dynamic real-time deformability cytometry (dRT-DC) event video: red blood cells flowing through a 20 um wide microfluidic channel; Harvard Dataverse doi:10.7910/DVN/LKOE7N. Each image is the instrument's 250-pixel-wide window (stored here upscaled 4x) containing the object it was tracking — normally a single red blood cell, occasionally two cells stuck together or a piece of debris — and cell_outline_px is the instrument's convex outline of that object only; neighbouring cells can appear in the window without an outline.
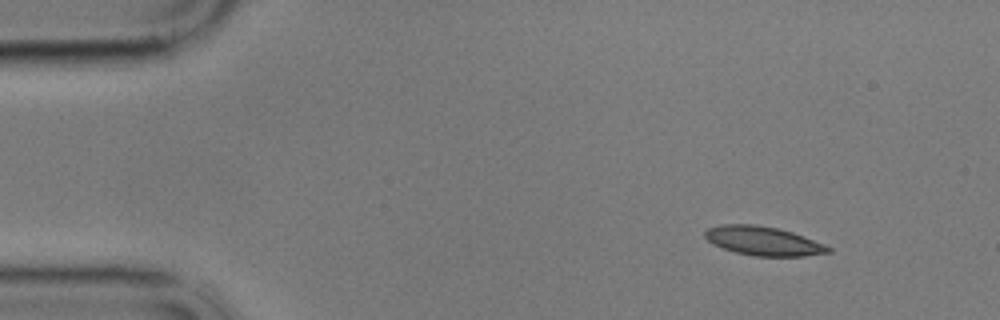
{"species": "common noctule bat (a hibernating species)", "species_latin": "Nyctalus noctula", "temperature_condition": "cold", "stored_images_in_passage": 52, "camera_frame_rate_fps": 3000, "um_per_image_px": 0.085, "animal": {"sex": "male", "body_mass_g": 17.9}, "frame": {"image": 1, "passage_image": 1, "time_ms": 0.0, "image_size_px": [1000, 320], "cell_outline_px": [[832, 252], [804, 256], [756, 256], [736, 252], [712, 244], [704, 236], [704, 232], [708, 228], [724, 224], [756, 224], [776, 228], [792, 232], [824, 244], [832, 248]], "centroid_in_image_um": [64.88, 20.48], "position_along_channel_um": 20.1, "area_um2": 20.69}}
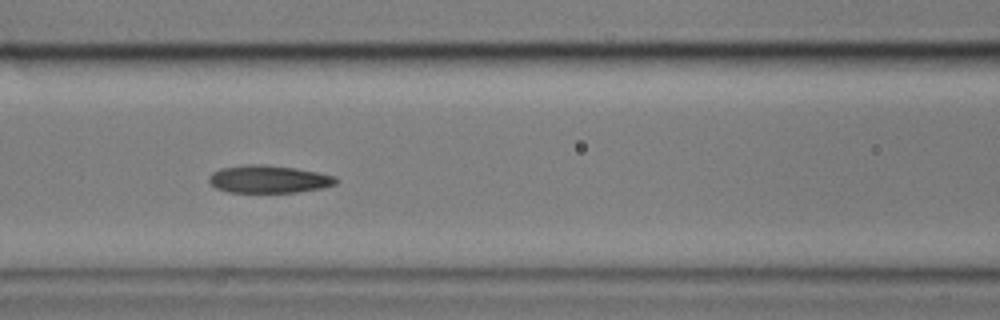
{"frame": {"image": 2, "passage_image": 19, "time_ms": 6.0, "image_size_px": [1000, 320], "cell_outline_px": [[336, 184], [320, 188], [296, 192], [228, 192], [216, 188], [208, 180], [208, 176], [212, 172], [220, 168], [244, 164], [264, 164], [296, 168], [336, 176]], "centroid_in_image_um": [22.79, 15.21], "position_along_channel_um": 143.8, "area_um2": 20.46}}
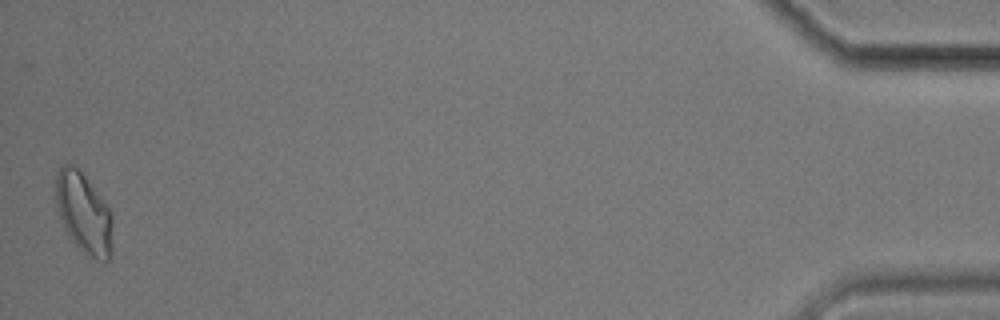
{"frame": {"image": 3, "passage_image": 52, "time_ms": 17.0, "image_size_px": [1000, 320], "cell_outline_px": [[112, 256], [104, 264], [84, 256], [72, 240], [64, 228], [56, 204], [56, 176], [60, 168], [64, 164], [76, 164], [108, 204], [112, 216]], "centroid_in_image_um": [7.16, 18.17], "position_along_channel_um": 428.0, "area_um2": 27.51}, "authors_computed_cell_mechanics": {"area_um2": 21.097, "velocity_mm_per_s": 3.4089, "shape_relaxation_time_tau1_ms": 3.7771, "shape_relaxation_time_tau2_ms": 4.087, "deformation_change_tau1": 0.1311, "deformation_change_tau2": 0.1195}}